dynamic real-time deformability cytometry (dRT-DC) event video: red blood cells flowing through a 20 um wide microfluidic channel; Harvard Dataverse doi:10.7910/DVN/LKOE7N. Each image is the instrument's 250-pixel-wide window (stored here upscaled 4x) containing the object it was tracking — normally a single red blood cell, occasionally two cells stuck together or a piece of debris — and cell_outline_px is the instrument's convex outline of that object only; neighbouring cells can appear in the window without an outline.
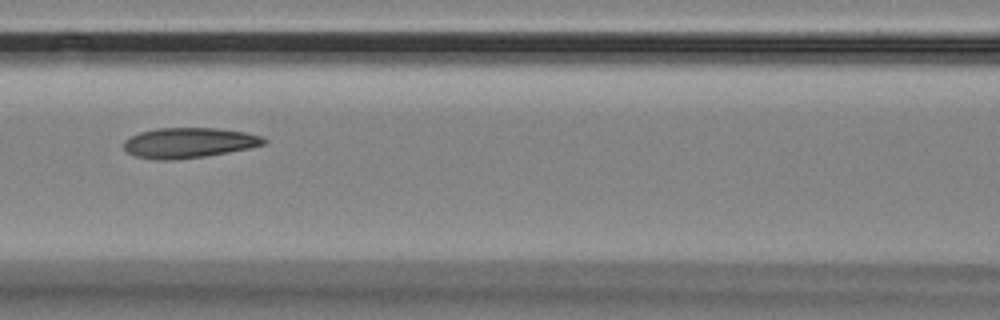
{"species": "Egyptian fruit bat (a non-hibernating species)", "species_latin": "Rousettus aegyptiacus", "temperature_condition": "room temperature", "stored_images_in_passage": 3, "camera_frame_rate_fps": 3000, "um_per_image_px": 0.085, "animal": {"sex": "female"}, "frame": {"image": 1, "passage_image": 3, "time_ms": 2.333, "image_size_px": [1000, 320], "cell_outline_px": [[268, 140], [264, 144], [248, 148], [228, 152], [204, 156], [172, 160], [160, 160], [136, 156], [128, 152], [124, 148], [124, 140], [140, 132], [156, 128], [216, 128], [244, 132], [264, 136]], "centroid_in_image_um": [16.07, 12.13], "position_along_channel_um": 150.5, "area_um2": 24.51}}